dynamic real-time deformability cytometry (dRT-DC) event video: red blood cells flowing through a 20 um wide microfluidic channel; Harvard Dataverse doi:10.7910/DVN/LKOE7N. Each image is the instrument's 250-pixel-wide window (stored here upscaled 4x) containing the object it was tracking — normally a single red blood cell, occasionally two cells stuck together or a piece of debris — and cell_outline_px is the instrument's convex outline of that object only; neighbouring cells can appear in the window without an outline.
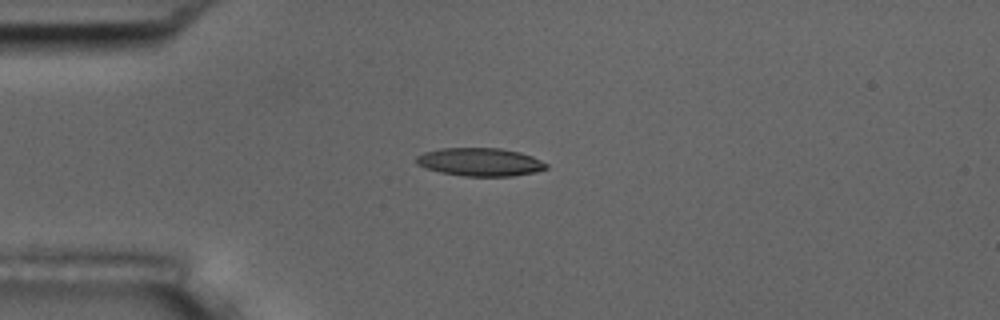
{"species": "common noctule bat (a hibernating species)", "species_latin": "Nyctalus noctula", "temperature_condition": "room temperature", "stored_images_in_passage": 10, "camera_frame_rate_fps": 3000, "um_per_image_px": 0.085, "animal": {"sex": "male", "body_mass_g": 17.5, "forearm_length_mm": 52.3}, "frame": {"image": 1, "passage_image": 4, "time_ms": 3.333, "image_size_px": [1000, 320], "cell_outline_px": [[548, 168], [536, 172], [512, 176], [464, 176], [440, 172], [424, 168], [416, 164], [416, 156], [424, 152], [440, 148], [500, 148], [520, 152], [532, 156], [548, 164]], "centroid_in_image_um": [40.79, 13.77], "position_along_channel_um": 44.2, "area_um2": 21.44}}
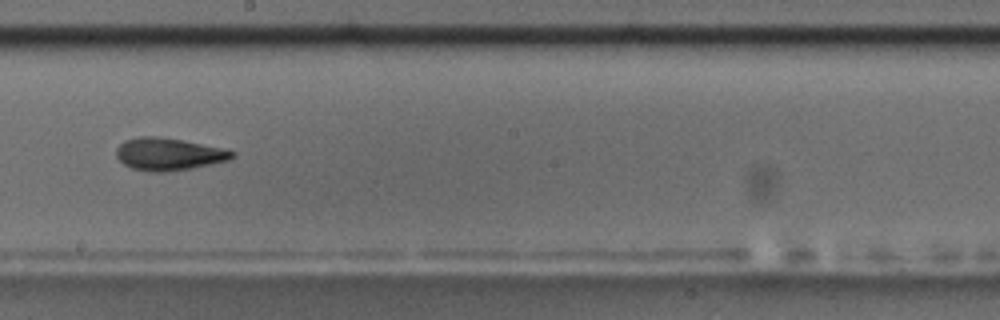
{"frame": {"image": 2, "passage_image": 9, "time_ms": 9.0, "image_size_px": [1000, 320], "cell_outline_px": [[236, 156], [228, 160], [212, 164], [192, 168], [164, 172], [152, 172], [132, 168], [124, 164], [116, 156], [116, 148], [124, 140], [136, 136], [156, 136], [180, 140], [220, 148], [236, 152]], "centroid_in_image_um": [14.3, 13.1], "position_along_channel_um": 233.9, "area_um2": 21.73}}
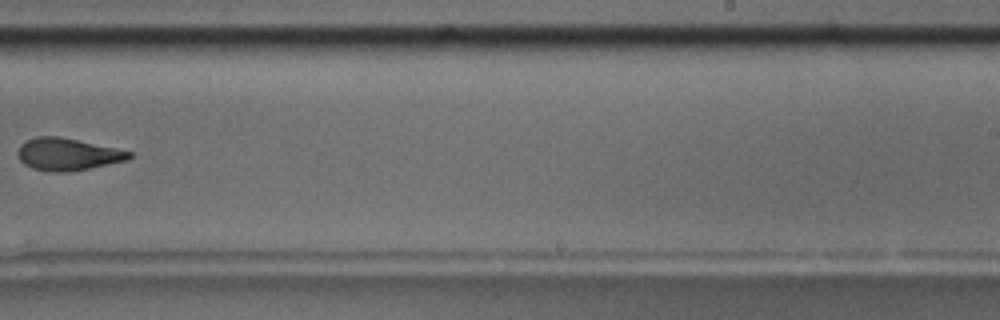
{"frame": {"image": 3, "passage_image": 10, "time_ms": 10.333, "image_size_px": [1000, 320], "cell_outline_px": [[132, 156], [128, 160], [68, 172], [52, 172], [32, 168], [24, 164], [16, 156], [16, 152], [20, 144], [24, 140], [36, 136], [60, 136], [116, 148], [132, 152]], "centroid_in_image_um": [5.69, 13.1], "position_along_channel_um": 283.3, "area_um2": 21.1}}